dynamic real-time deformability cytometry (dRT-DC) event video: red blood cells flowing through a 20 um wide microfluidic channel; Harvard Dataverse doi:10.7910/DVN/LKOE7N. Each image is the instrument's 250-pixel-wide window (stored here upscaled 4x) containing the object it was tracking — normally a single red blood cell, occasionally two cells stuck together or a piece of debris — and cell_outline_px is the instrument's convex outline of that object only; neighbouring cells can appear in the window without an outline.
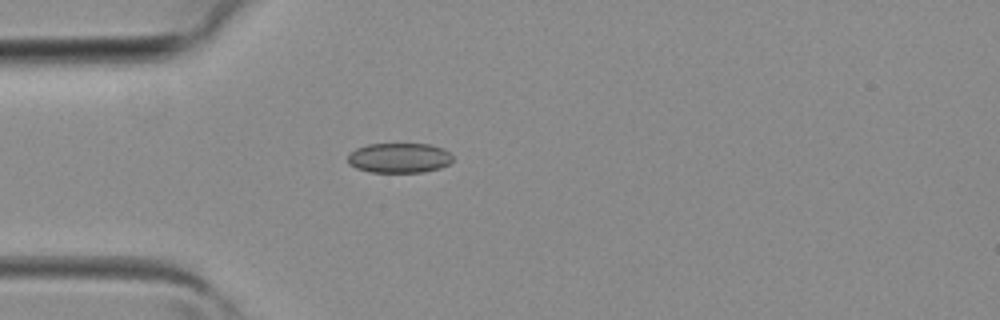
{"species": "common noctule bat (a hibernating species)", "species_latin": "Nyctalus noctula", "temperature_condition": "room temperature", "stored_images_in_passage": 4, "camera_frame_rate_fps": 3000, "um_per_image_px": 0.085, "animal": {"sex": "female", "body_mass_g": 19.3, "forearm_length_mm": 54.1}, "frame": {"image": 1, "passage_image": 4, "time_ms": 1.0, "image_size_px": [1000, 320], "cell_outline_px": [[452, 160], [448, 164], [440, 168], [424, 172], [368, 172], [356, 168], [348, 164], [348, 152], [356, 148], [368, 144], [432, 144], [444, 148], [452, 156]], "centroid_in_image_um": [33.91, 13.42], "position_along_channel_um": 51.1, "area_um2": 18.5}}